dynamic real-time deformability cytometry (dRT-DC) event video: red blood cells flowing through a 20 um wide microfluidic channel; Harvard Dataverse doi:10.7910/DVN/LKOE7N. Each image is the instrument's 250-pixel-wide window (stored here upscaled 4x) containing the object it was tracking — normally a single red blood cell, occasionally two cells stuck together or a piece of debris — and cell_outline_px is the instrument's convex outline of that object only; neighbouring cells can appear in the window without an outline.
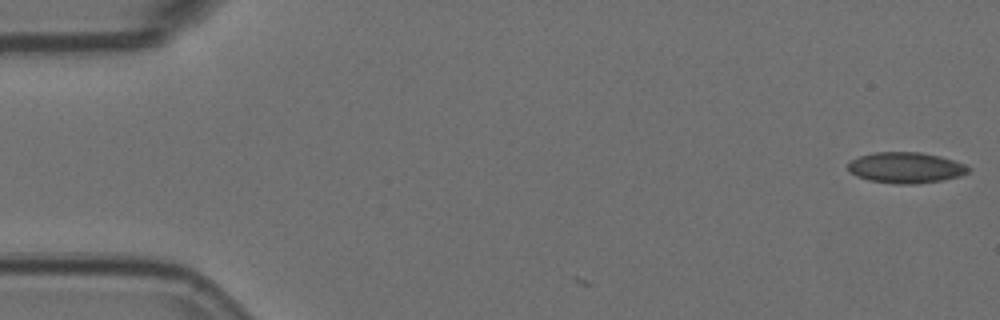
{"species": "Egyptian fruit bat (a non-hibernating species)", "species_latin": "Rousettus aegyptiacus", "temperature_condition": "room temperature", "stored_images_in_passage": 2, "camera_frame_rate_fps": 3000, "um_per_image_px": 0.085, "animal": {"sex": "female"}, "frame": {"image": 1, "passage_image": 1, "time_ms": 0.0, "image_size_px": [1000, 320], "cell_outline_px": [[972, 168], [968, 172], [960, 176], [940, 180], [916, 184], [892, 184], [868, 180], [856, 176], [848, 168], [848, 164], [852, 160], [860, 156], [872, 152], [920, 152], [940, 156], [964, 164]], "centroid_in_image_um": [76.99, 14.25], "position_along_channel_um": 8.0, "area_um2": 21.62}}